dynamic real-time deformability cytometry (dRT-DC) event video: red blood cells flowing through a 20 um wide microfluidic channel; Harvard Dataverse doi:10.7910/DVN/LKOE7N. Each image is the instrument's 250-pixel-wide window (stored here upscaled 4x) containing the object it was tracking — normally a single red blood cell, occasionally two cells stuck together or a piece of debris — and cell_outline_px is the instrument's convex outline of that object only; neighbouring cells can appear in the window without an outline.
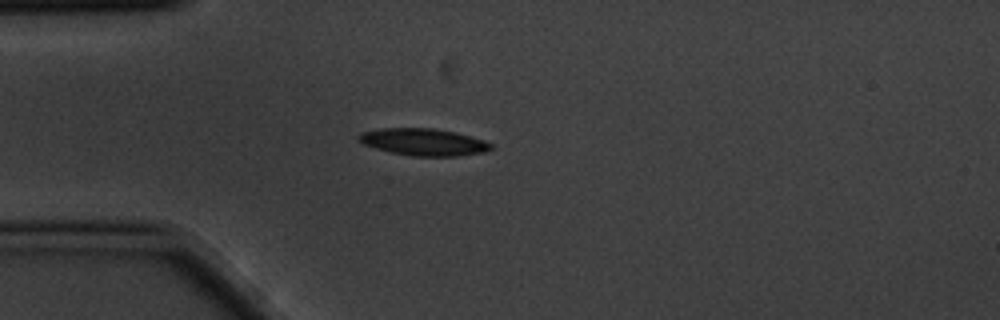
{"species": "common noctule bat (a hibernating species)", "species_latin": "Nyctalus noctula", "temperature_condition": "cold", "stored_images_in_passage": 7, "camera_frame_rate_fps": 3000, "um_per_image_px": 0.085, "animal": {"sex": "male", "body_mass_g": 20.1, "forearm_length_mm": 53.5}, "frame": {"image": 1, "passage_image": 3, "time_ms": 0.667, "image_size_px": [1000, 320], "cell_outline_px": [[492, 148], [484, 152], [456, 156], [412, 156], [392, 152], [376, 148], [364, 144], [356, 136], [360, 132], [380, 128], [432, 128], [452, 132], [484, 140], [492, 144]], "centroid_in_image_um": [35.97, 12.07], "position_along_channel_um": 49.0, "area_um2": 20.58}}